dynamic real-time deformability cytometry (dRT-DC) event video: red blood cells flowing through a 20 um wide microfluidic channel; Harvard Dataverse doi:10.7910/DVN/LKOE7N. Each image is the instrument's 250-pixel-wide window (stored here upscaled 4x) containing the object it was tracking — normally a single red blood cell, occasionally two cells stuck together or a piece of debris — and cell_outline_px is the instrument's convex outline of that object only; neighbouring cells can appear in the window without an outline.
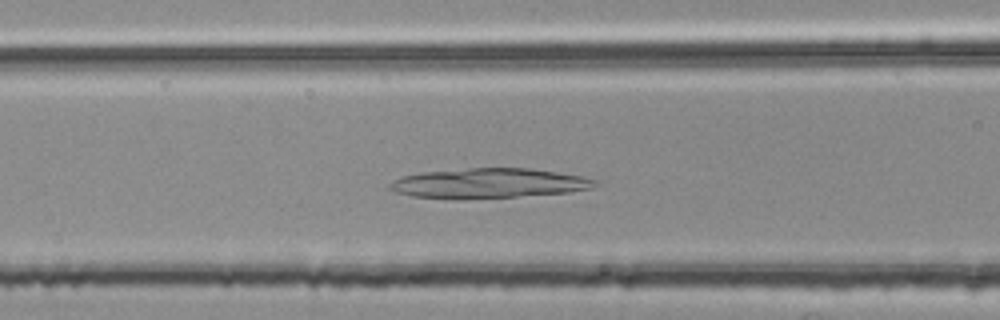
{"species": "common noctule bat (a hibernating species)", "species_latin": "Nyctalus noctula", "temperature_condition": "room temperature", "stored_images_in_passage": 38, "camera_frame_rate_fps": 3000, "um_per_image_px": 0.085, "animal": {"sex": "female", "body_mass_g": 25.1}, "frame": {"image": 1, "passage_image": 9, "time_ms": 2.667, "image_size_px": [1000, 320], "cell_outline_px": [[600, 180], [592, 188], [568, 192], [516, 196], [460, 200], [456, 200], [412, 196], [396, 192], [388, 188], [388, 184], [404, 176], [420, 172], [468, 168], [532, 168], [580, 176]], "centroid_in_image_um": [41.52, 15.58], "position_along_channel_um": 125.1, "area_um2": 35.78}}
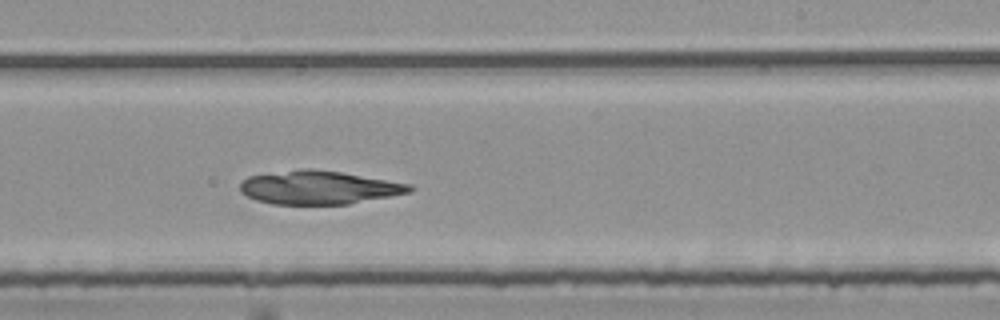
{"frame": {"image": 2, "passage_image": 20, "time_ms": 6.333, "image_size_px": [1000, 320], "cell_outline_px": [[416, 188], [412, 192], [348, 204], [272, 204], [256, 200], [240, 192], [240, 184], [248, 176], [300, 168], [312, 168], [340, 172], [412, 184]], "centroid_in_image_um": [27.11, 15.93], "position_along_channel_um": 261.9, "area_um2": 33.12}}
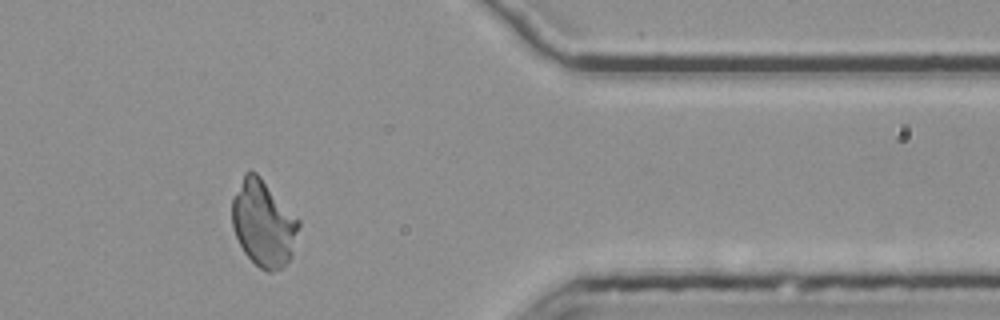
{"frame": {"image": 3, "passage_image": 32, "time_ms": 10.333, "image_size_px": [1000, 320], "cell_outline_px": [[300, 224], [292, 256], [288, 264], [272, 272], [268, 272], [260, 268], [244, 252], [236, 236], [232, 224], [232, 200], [244, 172], [256, 172], [260, 176], [300, 220]], "centroid_in_image_um": [22.41, 19.0], "position_along_channel_um": 389.0, "area_um2": 33.35}}